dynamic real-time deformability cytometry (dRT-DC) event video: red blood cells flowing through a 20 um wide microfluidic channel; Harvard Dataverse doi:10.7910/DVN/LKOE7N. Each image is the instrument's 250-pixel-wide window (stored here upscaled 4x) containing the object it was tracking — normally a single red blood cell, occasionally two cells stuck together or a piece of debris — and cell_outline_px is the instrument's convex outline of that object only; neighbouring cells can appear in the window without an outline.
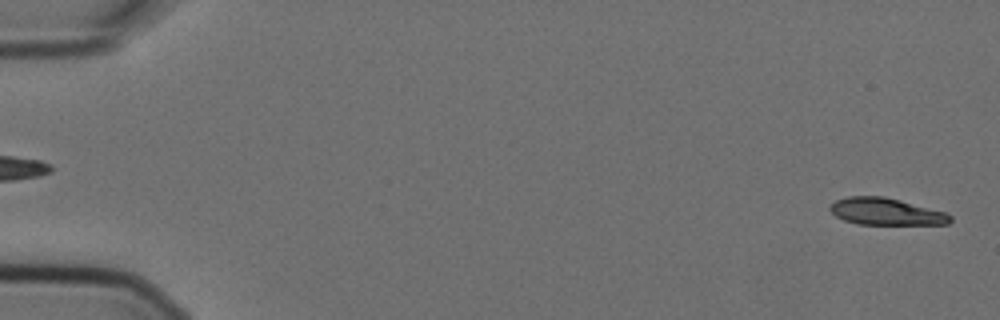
{"species": "Egyptian fruit bat (a non-hibernating species)", "species_latin": "Rousettus aegyptiacus", "temperature_condition": "cold", "stored_images_in_passage": 3, "segment_of_instrument_passage": [2, 2], "camera_frame_rate_fps": 3000, "um_per_image_px": 0.085, "animal": {"sex": "female"}, "frame": {"image": 1, "passage_image": 3, "time_ms": 0.667, "image_size_px": [1000, 320], "cell_outline_px": [[952, 220], [948, 224], [860, 224], [844, 220], [836, 216], [828, 208], [836, 200], [848, 196], [884, 196], [948, 212], [952, 216]], "centroid_in_image_um": [75.35, 17.98], "position_along_channel_um": 9.7, "area_um2": 18.9}}